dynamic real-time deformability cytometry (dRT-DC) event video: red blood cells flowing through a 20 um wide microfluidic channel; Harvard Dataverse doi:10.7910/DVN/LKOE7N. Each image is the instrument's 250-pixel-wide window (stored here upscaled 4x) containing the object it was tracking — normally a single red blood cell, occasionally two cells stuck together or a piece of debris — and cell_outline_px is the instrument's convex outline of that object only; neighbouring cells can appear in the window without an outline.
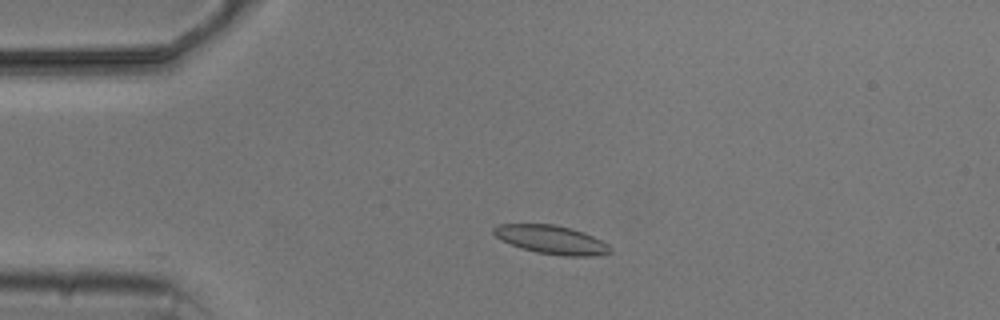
{"species": "common noctule bat (a hibernating species)", "species_latin": "Nyctalus noctula", "temperature_condition": "cold", "stored_images_in_passage": 3, "camera_frame_rate_fps": 3000, "um_per_image_px": 0.085, "animal": {"sex": "male", "body_mass_g": 20.5, "forearm_length_mm": 52.5}, "frame": {"image": 1, "passage_image": 3, "time_ms": 2.333, "image_size_px": [1000, 320], "cell_outline_px": [[612, 252], [588, 256], [564, 256], [536, 252], [512, 244], [496, 236], [492, 232], [492, 228], [500, 224], [552, 224], [572, 228], [584, 232], [608, 244], [612, 248]], "centroid_in_image_um": [46.89, 20.36], "position_along_channel_um": 38.1, "area_um2": 19.13}}